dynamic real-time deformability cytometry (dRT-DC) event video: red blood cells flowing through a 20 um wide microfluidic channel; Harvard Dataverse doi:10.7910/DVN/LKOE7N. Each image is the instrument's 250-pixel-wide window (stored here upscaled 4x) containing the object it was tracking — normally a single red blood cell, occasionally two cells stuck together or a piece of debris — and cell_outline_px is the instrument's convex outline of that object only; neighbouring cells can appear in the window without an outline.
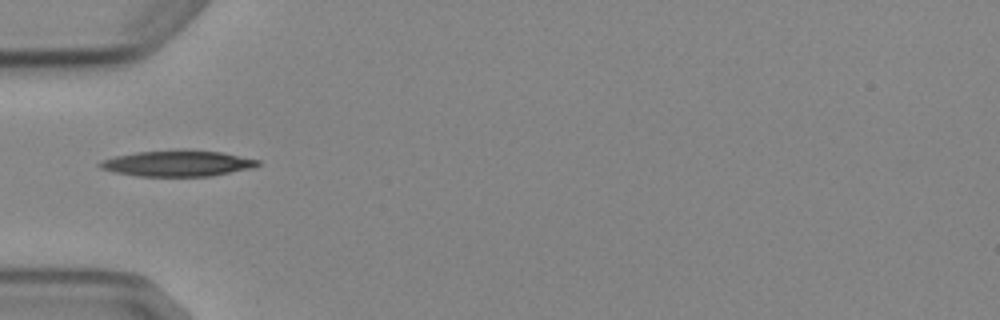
{"species": "Egyptian fruit bat (a non-hibernating species)", "species_latin": "Rousettus aegyptiacus", "temperature_condition": "cold", "stored_images_in_passage": 4, "camera_frame_rate_fps": 3000, "um_per_image_px": 0.085, "animal": {"sex": "female"}, "frame": {"image": 1, "passage_image": 4, "time_ms": 3.667, "image_size_px": [1000, 320], "cell_outline_px": [[260, 164], [252, 168], [212, 176], [136, 176], [116, 172], [100, 168], [96, 164], [112, 156], [136, 152], [180, 148], [184, 148], [220, 152], [260, 160]], "centroid_in_image_um": [15.08, 13.86], "position_along_channel_um": 69.9, "area_um2": 24.28}}